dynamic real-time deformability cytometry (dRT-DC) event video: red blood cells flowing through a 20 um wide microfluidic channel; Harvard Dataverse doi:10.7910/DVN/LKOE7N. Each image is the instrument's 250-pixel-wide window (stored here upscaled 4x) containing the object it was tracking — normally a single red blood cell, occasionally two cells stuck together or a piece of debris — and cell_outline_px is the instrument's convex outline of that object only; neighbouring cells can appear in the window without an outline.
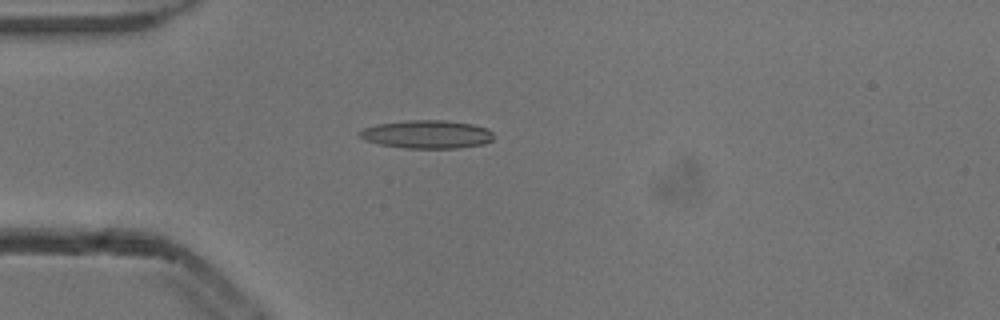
{"species": "common noctule bat (a hibernating species)", "species_latin": "Nyctalus noctula", "temperature_condition": "cold", "stored_images_in_passage": 3, "camera_frame_rate_fps": 3000, "um_per_image_px": 0.085, "animal": {"sex": "male", "body_mass_g": 13.3}, "frame": {"image": 1, "passage_image": 3, "time_ms": 0.667, "image_size_px": [1000, 320], "cell_outline_px": [[492, 140], [484, 144], [460, 148], [404, 148], [380, 144], [364, 140], [360, 136], [360, 132], [364, 128], [376, 124], [408, 120], [444, 120], [472, 124], [488, 128], [492, 132]], "centroid_in_image_um": [36.31, 11.42], "position_along_channel_um": 48.7, "area_um2": 22.02}}